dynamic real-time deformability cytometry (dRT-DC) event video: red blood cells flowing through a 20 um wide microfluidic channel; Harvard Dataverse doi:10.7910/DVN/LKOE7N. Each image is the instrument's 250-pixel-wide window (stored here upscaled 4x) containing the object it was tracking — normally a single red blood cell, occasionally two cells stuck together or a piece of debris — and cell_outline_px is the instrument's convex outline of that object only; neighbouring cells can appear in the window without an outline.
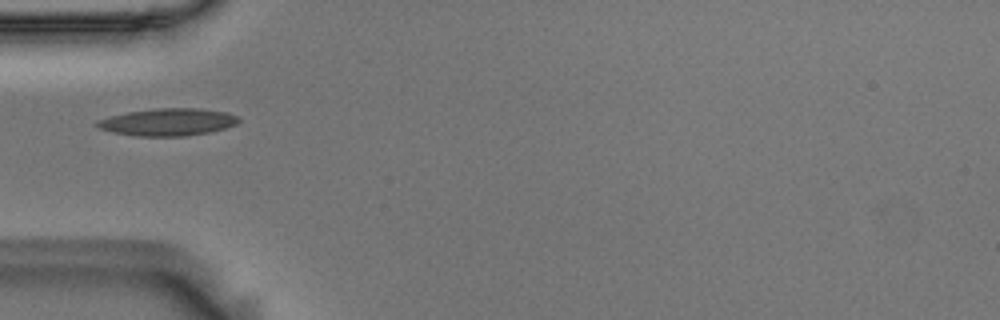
{"species": "Egyptian fruit bat (a non-hibernating species)", "species_latin": "Rousettus aegyptiacus", "temperature_condition": "room temperature", "stored_images_in_passage": 25, "camera_frame_rate_fps": 3000, "um_per_image_px": 0.085, "animal": {"sex": "male"}, "frame": {"image": 1, "passage_image": 1, "time_ms": 0.0, "image_size_px": [1000, 320], "cell_outline_px": [[240, 120], [236, 124], [224, 128], [208, 132], [184, 136], [136, 136], [112, 132], [96, 128], [96, 120], [128, 112], [156, 108], [200, 108], [228, 112], [240, 116]], "centroid_in_image_um": [14.28, 10.37], "position_along_channel_um": 70.7, "area_um2": 22.6}}